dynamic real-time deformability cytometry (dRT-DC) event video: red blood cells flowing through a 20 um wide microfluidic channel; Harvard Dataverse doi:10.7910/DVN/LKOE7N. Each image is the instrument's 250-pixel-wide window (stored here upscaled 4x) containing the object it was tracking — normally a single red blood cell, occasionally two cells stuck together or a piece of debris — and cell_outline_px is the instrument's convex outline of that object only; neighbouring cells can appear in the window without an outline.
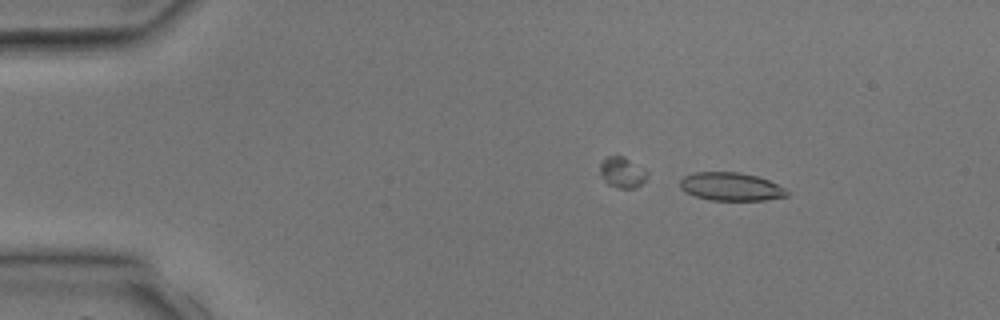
{"species": "common noctule bat (a hibernating species)", "species_latin": "Nyctalus noctula", "temperature_condition": "room temperature", "stored_images_in_passage": 4, "camera_frame_rate_fps": 3000, "um_per_image_px": 0.085, "animal": {"sex": "male", "body_mass_g": 17.9, "forearm_length_mm": 54.2}, "frame": {"image": 1, "passage_image": 2, "time_ms": 1.333, "image_size_px": [1000, 320], "cell_outline_px": [[788, 196], [764, 200], [712, 200], [696, 196], [680, 188], [680, 180], [684, 176], [692, 172], [740, 172], [756, 176], [768, 180], [784, 188], [788, 192]], "centroid_in_image_um": [62.12, 15.85], "position_along_channel_um": 22.9, "area_um2": 17.4}}